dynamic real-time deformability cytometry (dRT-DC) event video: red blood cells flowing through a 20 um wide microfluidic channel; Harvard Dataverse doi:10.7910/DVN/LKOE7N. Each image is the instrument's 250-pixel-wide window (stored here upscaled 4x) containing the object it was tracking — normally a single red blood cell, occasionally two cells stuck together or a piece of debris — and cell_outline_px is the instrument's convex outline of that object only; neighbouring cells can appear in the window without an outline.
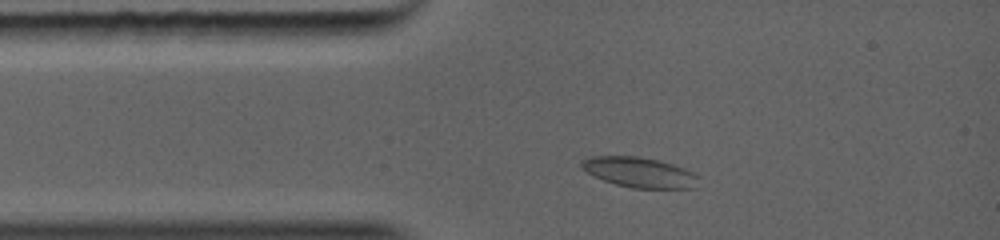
{"species": "common noctule bat (a hibernating species)", "species_latin": "Nyctalus noctula", "temperature_condition": "warm", "stored_images_in_passage": 40, "camera_frame_rate_fps": 5000, "um_per_image_px": 0.085, "animal": {"sex": "female", "body_mass_g": 19.0, "forearm_length_mm": 56.7}, "frame": {"image": 1, "passage_image": 5, "time_ms": 1.2, "image_size_px": [1000, 240], "cell_outline_px": [[700, 176], [696, 188], [632, 188], [616, 184], [604, 180], [580, 168], [580, 160], [584, 156], [640, 156], [660, 160], [676, 164], [696, 172]], "centroid_in_image_um": [54.39, 14.63], "position_along_channel_um": 30.6, "area_um2": 21.1}}
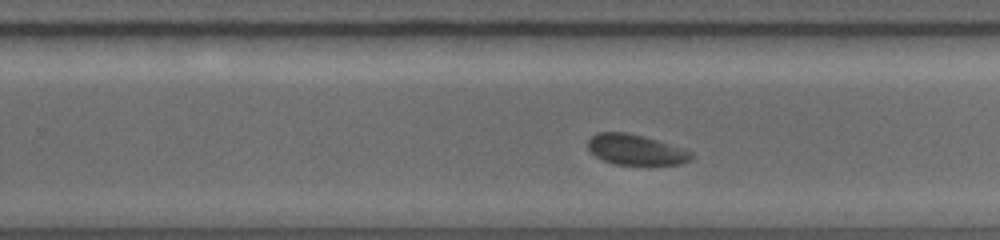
{"frame": {"image": 2, "passage_image": 26, "time_ms": 6.6, "image_size_px": [1000, 240], "cell_outline_px": [[696, 156], [692, 160], [684, 164], [660, 168], [648, 168], [616, 164], [604, 160], [596, 156], [588, 148], [588, 140], [592, 136], [604, 132], [616, 132], [640, 136], [692, 152]], "centroid_in_image_um": [54.14, 12.84], "position_along_channel_um": 275.7, "area_um2": 18.79}}
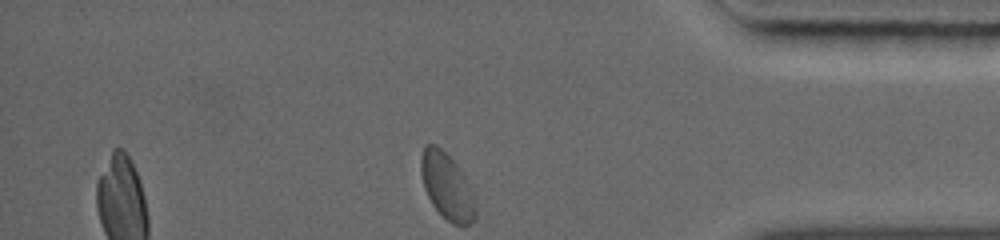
{"frame": {"image": 3, "passage_image": 40, "time_ms": 9.6, "image_size_px": [1000, 240], "cell_outline_px": [[476, 216], [472, 224], [452, 224], [432, 204], [424, 188], [424, 148], [428, 144], [432, 144], [456, 168], [468, 184], [476, 200]], "centroid_in_image_um": [38.07, 16.01], "position_along_channel_um": 397.1, "area_um2": 19.19}}